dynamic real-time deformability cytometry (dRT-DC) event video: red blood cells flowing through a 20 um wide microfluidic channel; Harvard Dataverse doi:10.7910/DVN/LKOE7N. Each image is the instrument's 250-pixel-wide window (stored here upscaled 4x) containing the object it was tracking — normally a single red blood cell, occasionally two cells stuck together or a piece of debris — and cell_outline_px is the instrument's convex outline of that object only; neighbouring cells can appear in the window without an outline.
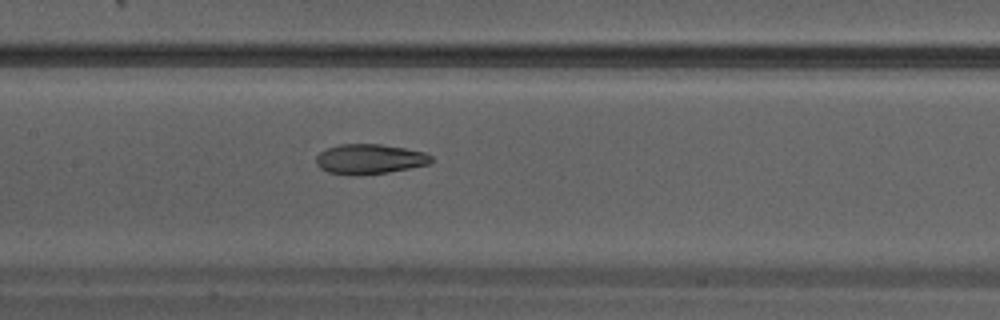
{"species": "Egyptian fruit bat (a non-hibernating species)", "species_latin": "Rousettus aegyptiacus", "temperature_condition": "warm", "stored_images_in_passage": 25, "camera_frame_rate_fps": 3000, "um_per_image_px": 0.085, "animal": {"sex": "male"}, "frame": {"image": 1, "passage_image": 11, "time_ms": 3.333, "image_size_px": [1000, 320], "cell_outline_px": [[432, 160], [428, 164], [388, 172], [328, 172], [320, 168], [316, 164], [316, 156], [320, 152], [328, 148], [340, 144], [380, 144], [404, 148], [424, 152], [432, 156]], "centroid_in_image_um": [31.43, 13.47], "position_along_channel_um": 176.0, "area_um2": 19.13}}
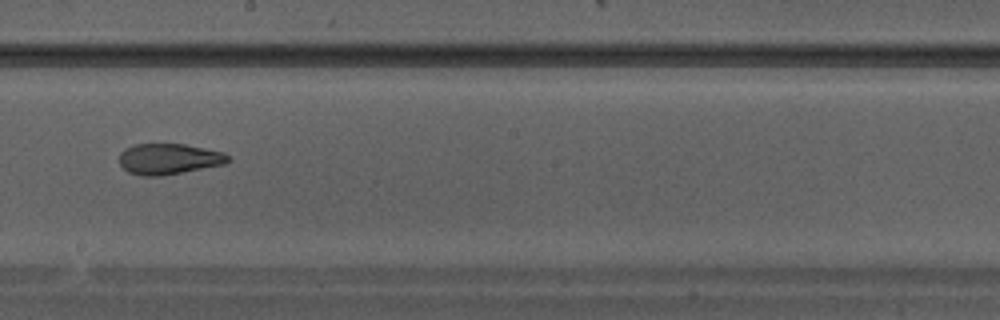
{"frame": {"image": 2, "passage_image": 14, "time_ms": 4.333, "image_size_px": [1000, 320], "cell_outline_px": [[232, 160], [224, 164], [160, 176], [140, 176], [128, 172], [120, 164], [120, 152], [124, 148], [136, 144], [184, 144], [224, 152]], "centroid_in_image_um": [14.34, 13.51], "position_along_channel_um": 233.9, "area_um2": 19.48}}